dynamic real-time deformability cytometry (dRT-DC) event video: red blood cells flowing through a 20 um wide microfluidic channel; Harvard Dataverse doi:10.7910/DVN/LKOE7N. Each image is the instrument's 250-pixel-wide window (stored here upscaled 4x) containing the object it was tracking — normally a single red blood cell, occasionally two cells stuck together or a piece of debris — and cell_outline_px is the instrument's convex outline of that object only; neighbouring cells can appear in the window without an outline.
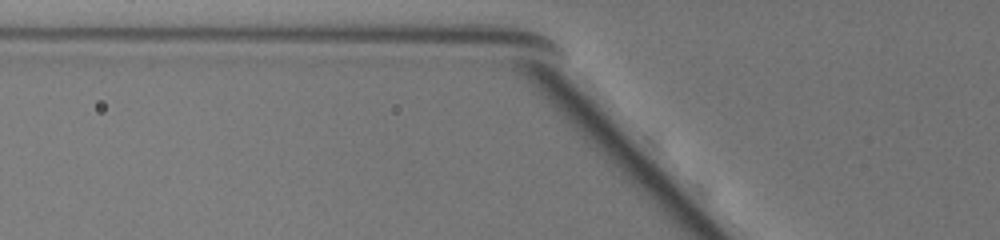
{"species": "common noctule bat (a hibernating species)", "species_latin": "Nyctalus noctula", "temperature_condition": "warm", "stored_images_in_passage": 4, "camera_frame_rate_fps": 3000, "um_per_image_px": 0.085, "animal": {"sex": "female", "body_mass_g": 19.5, "forearm_length_mm": 54.1}, "frame": {"image": 1, "passage_image": 4, "time_ms": 1.0, "image_size_px": [1000, 240], "cell_outline_px": [[772, 124], [764, 136], [756, 136], [728, 116], [716, 100], [712, 92], [712, 80], [716, 76], [732, 76], [772, 120]], "centroid_in_image_um": [62.93, 8.97], "position_along_channel_um": 62.9, "area_um2": 13.64}}